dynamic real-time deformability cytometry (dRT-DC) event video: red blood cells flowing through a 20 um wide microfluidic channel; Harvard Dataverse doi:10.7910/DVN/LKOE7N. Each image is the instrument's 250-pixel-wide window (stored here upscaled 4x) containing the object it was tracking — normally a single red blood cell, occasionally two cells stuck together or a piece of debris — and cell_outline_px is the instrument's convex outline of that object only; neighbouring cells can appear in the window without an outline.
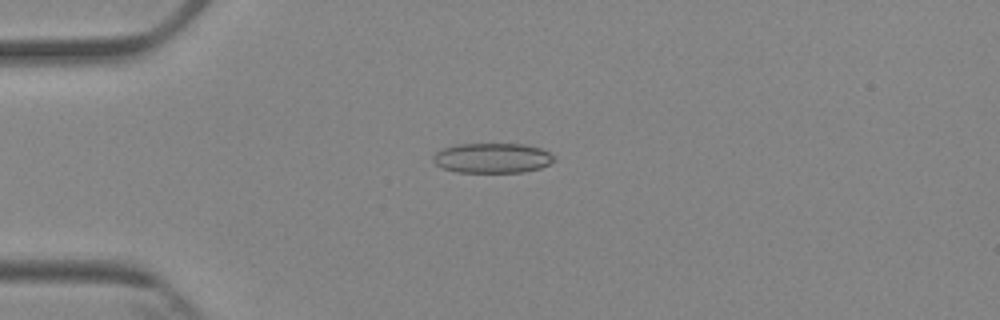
{"species": "Egyptian fruit bat (a non-hibernating species)", "species_latin": "Rousettus aegyptiacus", "temperature_condition": "cold", "stored_images_in_passage": 8, "camera_frame_rate_fps": 3000, "um_per_image_px": 0.085, "animal": {"sex": "female"}, "frame": {"image": 1, "passage_image": 4, "time_ms": 3.667, "image_size_px": [1000, 320], "cell_outline_px": [[556, 160], [540, 168], [524, 172], [456, 172], [440, 168], [432, 160], [432, 156], [436, 152], [444, 148], [456, 144], [524, 144], [540, 148], [556, 156]], "centroid_in_image_um": [41.84, 13.43], "position_along_channel_um": 43.2, "area_um2": 21.27}}
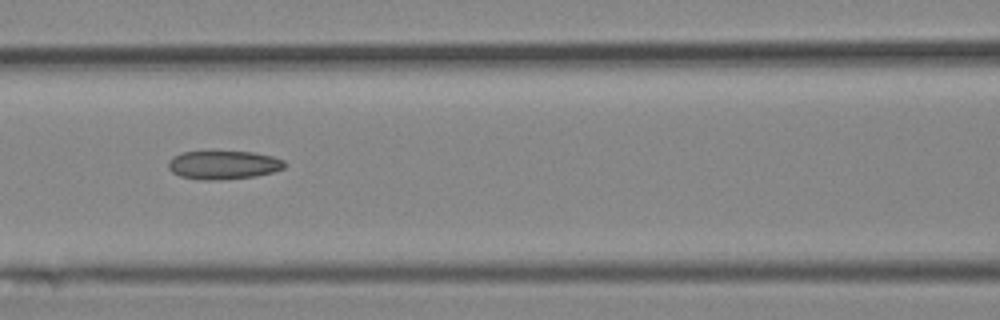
{"frame": {"image": 2, "passage_image": 7, "time_ms": 7.0, "image_size_px": [1000, 320], "cell_outline_px": [[288, 164], [284, 168], [272, 172], [256, 176], [220, 180], [200, 180], [180, 176], [172, 172], [168, 168], [168, 160], [172, 156], [180, 152], [252, 152], [272, 156], [284, 160]], "centroid_in_image_um": [18.98, 14.03], "position_along_channel_um": 147.6, "area_um2": 19.48}}
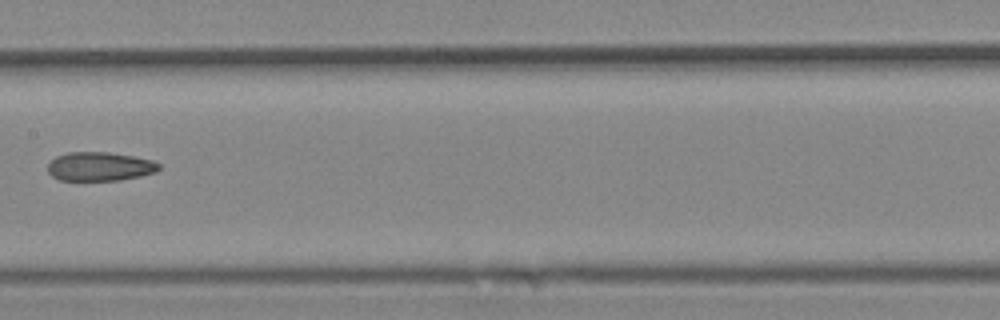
{"frame": {"image": 3, "passage_image": 8, "time_ms": 8.333, "image_size_px": [1000, 320], "cell_outline_px": [[160, 168], [156, 172], [140, 176], [120, 180], [60, 180], [52, 176], [48, 172], [48, 164], [56, 156], [68, 152], [108, 152], [132, 156], [152, 160], [160, 164]], "centroid_in_image_um": [8.48, 14.15], "position_along_channel_um": 198.9, "area_um2": 18.67}}